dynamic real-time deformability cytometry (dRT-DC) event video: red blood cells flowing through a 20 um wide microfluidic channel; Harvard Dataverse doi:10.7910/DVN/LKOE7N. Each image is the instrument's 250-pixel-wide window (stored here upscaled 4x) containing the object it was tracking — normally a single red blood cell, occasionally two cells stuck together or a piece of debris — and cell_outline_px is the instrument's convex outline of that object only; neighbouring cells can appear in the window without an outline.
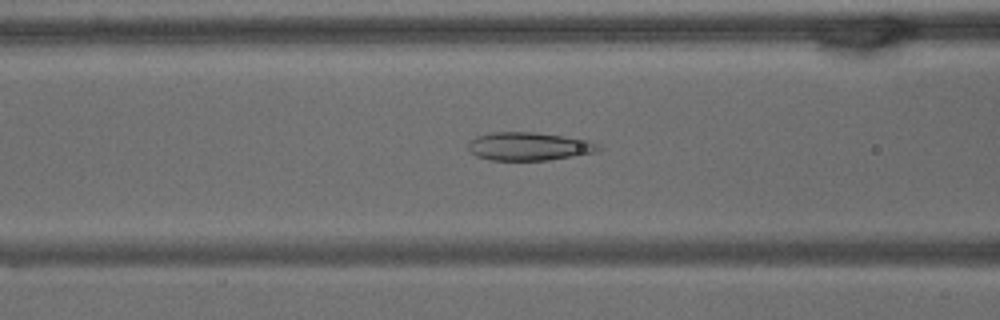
{"species": "common noctule bat (a hibernating species)", "species_latin": "Nyctalus noctula", "temperature_condition": "warm", "stored_images_in_passage": 64, "camera_frame_rate_fps": 3000, "um_per_image_px": 0.085, "animal": {"sex": "male", "body_mass_g": 15.6}, "frame": {"image": 1, "passage_image": 25, "time_ms": 8.0, "image_size_px": [1000, 320], "cell_outline_px": [[604, 148], [596, 152], [548, 160], [492, 160], [476, 156], [468, 148], [468, 144], [476, 136], [492, 132], [536, 132], [564, 136], [588, 140], [600, 144]], "centroid_in_image_um": [45.0, 12.43], "position_along_channel_um": 121.6, "area_um2": 21.44}}
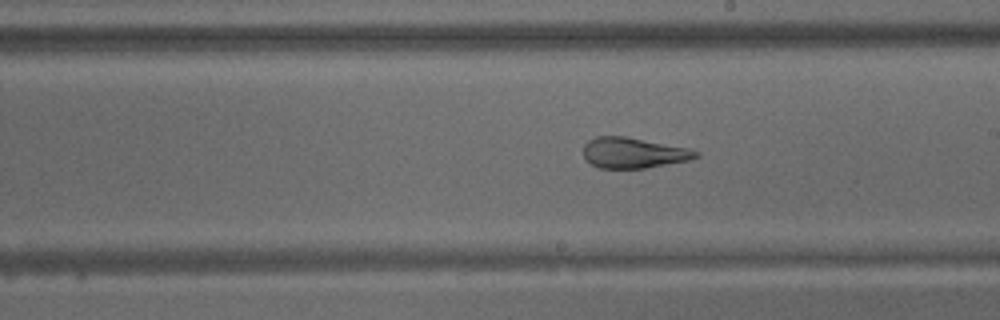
{"frame": {"image": 2, "passage_image": 36, "time_ms": 11.667, "image_size_px": [1000, 320], "cell_outline_px": [[700, 156], [688, 160], [644, 168], [600, 168], [592, 164], [584, 156], [584, 144], [588, 140], [596, 136], [624, 136], [688, 148], [700, 152]], "centroid_in_image_um": [53.84, 12.98], "position_along_channel_um": 235.2, "area_um2": 19.83}}
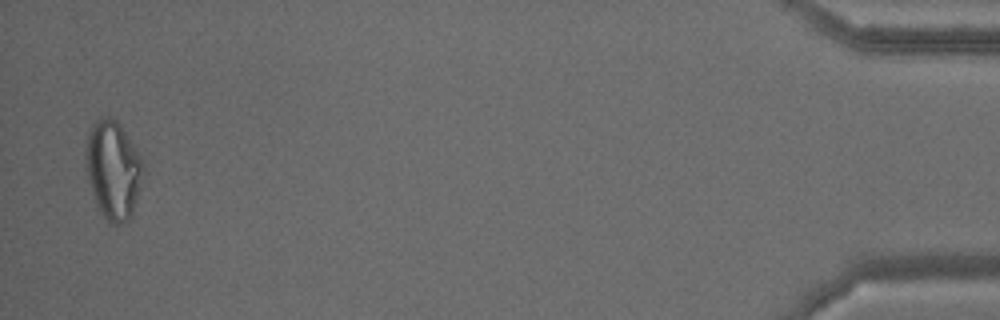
{"frame": {"image": 3, "passage_image": 63, "time_ms": 20.667, "image_size_px": [1000, 320], "cell_outline_px": [[144, 172], [140, 188], [132, 212], [128, 220], [120, 224], [108, 224], [104, 220], [96, 204], [88, 180], [84, 160], [84, 156], [88, 132], [92, 124], [96, 120], [104, 116], [108, 116], [116, 120], [120, 124], [144, 160]], "centroid_in_image_um": [9.6, 14.43], "position_along_channel_um": 425.6, "area_um2": 33.41}, "authors_computed_cell_mechanics": {"area_um2": 27.3972, "velocity_mm_per_s": 3.0967, "shape_relaxation_time_tau1_ms": null, "shape_relaxation_time_tau2_ms": 2.0312, "deformation_change_tau1": null, "deformation_change_tau2": 0.0906}}